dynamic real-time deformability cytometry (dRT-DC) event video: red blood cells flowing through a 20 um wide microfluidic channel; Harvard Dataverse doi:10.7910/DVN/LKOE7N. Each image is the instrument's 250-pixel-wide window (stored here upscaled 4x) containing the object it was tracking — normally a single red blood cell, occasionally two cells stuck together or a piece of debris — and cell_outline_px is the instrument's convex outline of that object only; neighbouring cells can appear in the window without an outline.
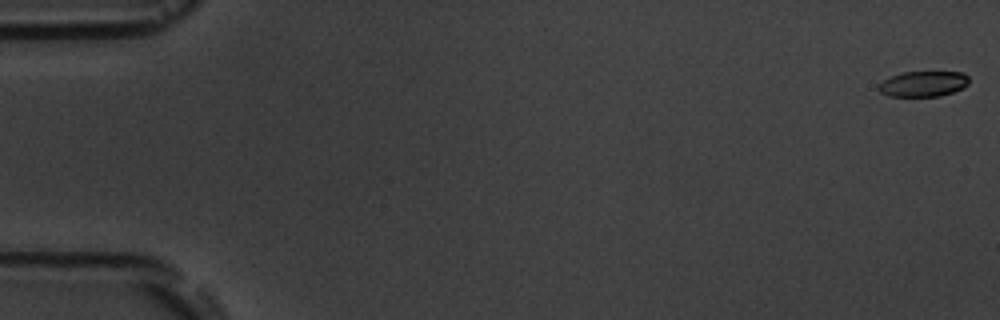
{"species": "common noctule bat (a hibernating species)", "species_latin": "Nyctalus noctula", "temperature_condition": "room temperature", "stored_images_in_passage": 5, "camera_frame_rate_fps": 3000, "um_per_image_px": 0.085, "animal": {"sex": "male", "body_mass_g": 19.5, "forearm_length_mm": 54.6}, "frame": {"image": 1, "passage_image": 1, "time_ms": 0.0, "image_size_px": [1000, 320], "cell_outline_px": [[968, 84], [964, 88], [940, 96], [888, 96], [880, 92], [876, 88], [884, 80], [900, 72], [964, 72], [968, 76]], "centroid_in_image_um": [78.48, 7.13], "position_along_channel_um": 6.5, "area_um2": 13.47}}
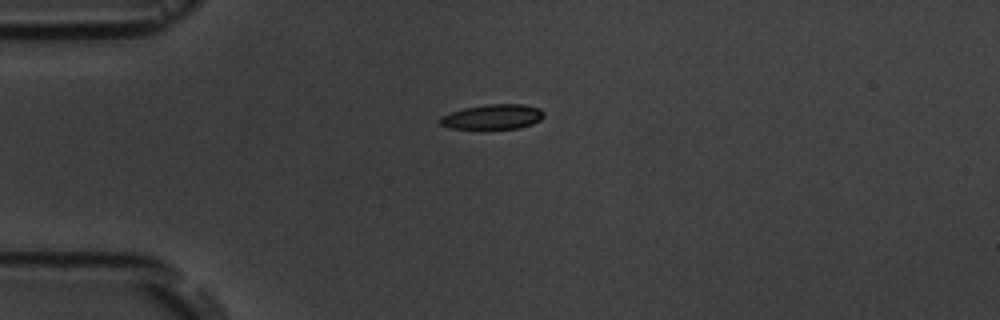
{"frame": {"image": 2, "passage_image": 5, "time_ms": 4.667, "image_size_px": [1000, 320], "cell_outline_px": [[544, 116], [540, 120], [532, 124], [520, 128], [452, 128], [440, 124], [440, 116], [464, 108], [488, 104], [524, 104], [540, 108], [544, 112]], "centroid_in_image_um": [41.93, 9.91], "position_along_channel_um": 43.1, "area_um2": 14.91}}